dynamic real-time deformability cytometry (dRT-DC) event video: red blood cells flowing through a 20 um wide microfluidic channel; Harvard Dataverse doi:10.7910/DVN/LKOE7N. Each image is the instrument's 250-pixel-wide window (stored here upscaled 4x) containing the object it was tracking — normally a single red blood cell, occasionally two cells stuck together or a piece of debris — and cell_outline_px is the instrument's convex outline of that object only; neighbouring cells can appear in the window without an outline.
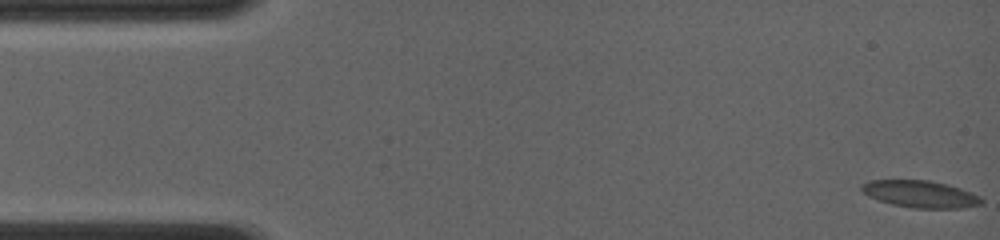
{"species": "common noctule bat (a hibernating species)", "species_latin": "Nyctalus noctula", "temperature_condition": "room temperature", "stored_images_in_passage": 39, "camera_frame_rate_fps": 4000, "um_per_image_px": 0.085, "animal": {"sex": "female", "body_mass_g": 19.0, "forearm_length_mm": 56.7}, "frame": {"image": 1, "passage_image": 1, "time_ms": 0.0, "image_size_px": [1000, 240], "cell_outline_px": [[984, 204], [964, 208], [912, 208], [892, 204], [868, 196], [860, 188], [860, 184], [868, 180], [928, 180], [948, 184], [972, 192], [980, 196], [984, 200]], "centroid_in_image_um": [78.26, 16.49], "position_along_channel_um": 6.7, "area_um2": 19.07}}
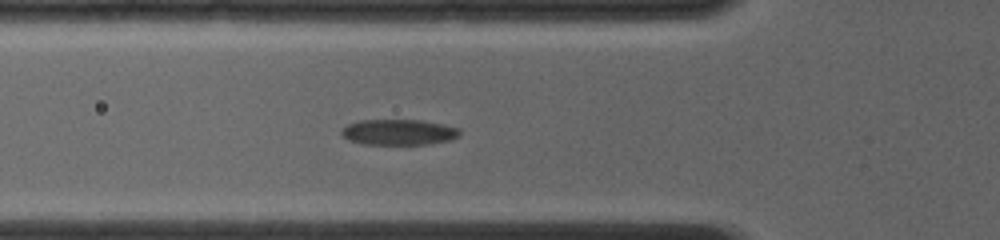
{"frame": {"image": 2, "passage_image": 23, "time_ms": 5.5, "image_size_px": [1000, 240], "cell_outline_px": [[460, 136], [452, 140], [428, 144], [364, 144], [348, 140], [340, 132], [348, 124], [360, 120], [420, 120], [444, 124], [460, 128]], "centroid_in_image_um": [33.94, 11.23], "position_along_channel_um": 91.9, "area_um2": 17.74}}
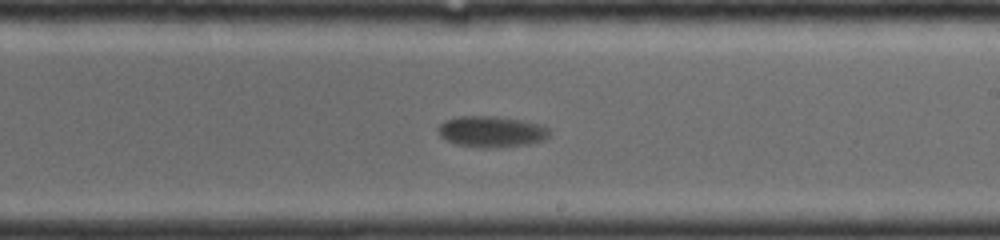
{"frame": {"image": 3, "passage_image": 39, "time_ms": 9.5, "image_size_px": [1000, 240], "cell_outline_px": [[548, 136], [544, 140], [528, 144], [496, 148], [480, 148], [456, 144], [444, 140], [440, 136], [436, 128], [444, 120], [456, 116], [496, 116], [524, 120], [544, 124], [548, 128]], "centroid_in_image_um": [41.75, 11.18], "position_along_channel_um": 247.3, "area_um2": 20.63}}